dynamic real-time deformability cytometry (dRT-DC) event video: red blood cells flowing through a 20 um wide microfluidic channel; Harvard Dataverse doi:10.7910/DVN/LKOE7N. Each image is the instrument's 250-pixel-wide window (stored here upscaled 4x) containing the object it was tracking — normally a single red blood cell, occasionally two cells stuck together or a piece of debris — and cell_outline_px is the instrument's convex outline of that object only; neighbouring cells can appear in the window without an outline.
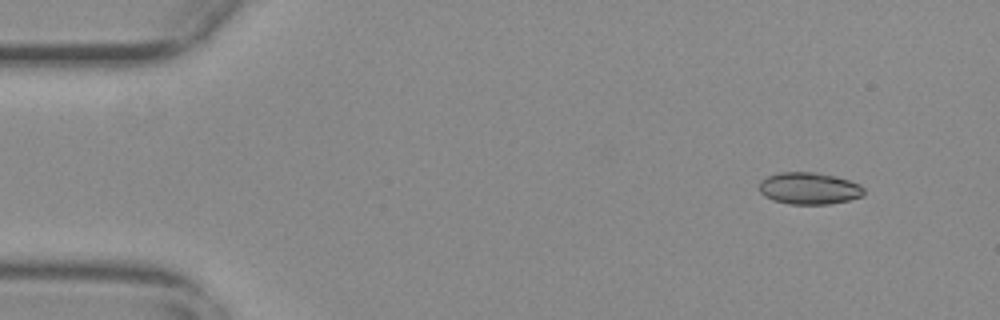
{"species": "common noctule bat (a hibernating species)", "species_latin": "Nyctalus noctula", "temperature_condition": "warm", "stored_images_in_passage": 51, "camera_frame_rate_fps": 3000, "um_per_image_px": 0.085, "animal": {"sex": "female", "body_mass_g": 29.2, "forearm_length_mm": 56.3}, "frame": {"image": 1, "passage_image": 1, "time_ms": 0.0, "image_size_px": [1000, 320], "cell_outline_px": [[864, 196], [848, 200], [828, 204], [788, 204], [772, 200], [764, 196], [760, 192], [760, 180], [768, 176], [780, 172], [816, 172], [836, 176], [860, 184], [864, 188]], "centroid_in_image_um": [68.78, 16.01], "position_along_channel_um": 16.2, "area_um2": 19.59}}
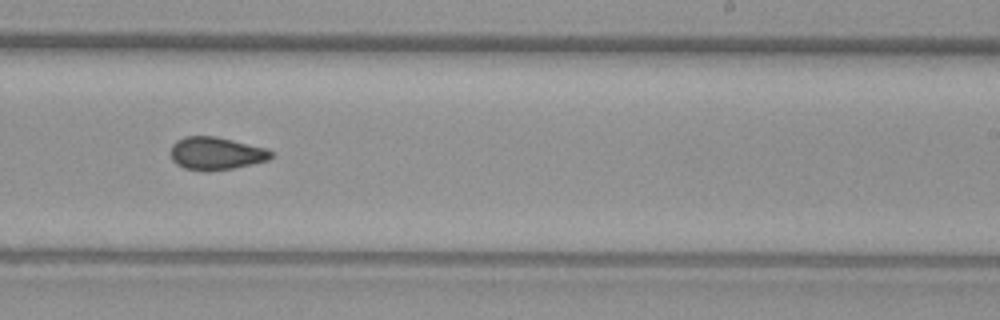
{"frame": {"image": 2, "passage_image": 30, "time_ms": 9.667, "image_size_px": [1000, 320], "cell_outline_px": [[272, 156], [268, 160], [252, 164], [232, 168], [208, 172], [200, 172], [184, 168], [176, 164], [172, 160], [168, 152], [172, 144], [176, 140], [184, 136], [216, 136], [264, 148], [272, 152]], "centroid_in_image_um": [18.27, 13.05], "position_along_channel_um": 270.7, "area_um2": 19.42}}
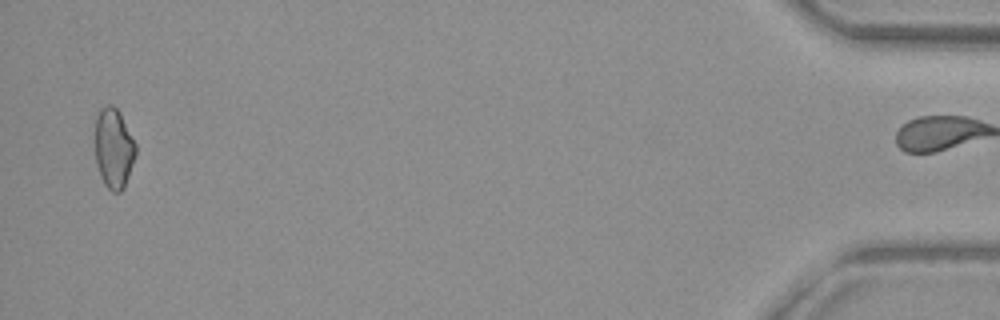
{"frame": {"image": 3, "passage_image": 50, "time_ms": 16.333, "image_size_px": [1000, 320], "cell_outline_px": [[136, 152], [124, 188], [120, 192], [112, 192], [104, 184], [100, 176], [96, 160], [96, 116], [100, 108], [108, 104], [112, 104], [120, 112], [136, 144]], "centroid_in_image_um": [9.66, 12.59], "position_along_channel_um": 425.5, "area_um2": 18.84}, "authors_computed_cell_mechanics": {"area_um2": 19.2474, "velocity_mm_per_s": 3.7272, "shape_relaxation_time_tau1_ms": null, "shape_relaxation_time_tau2_ms": 1.9238, "deformation_change_tau1": null, "deformation_change_tau2": 0.0538}}